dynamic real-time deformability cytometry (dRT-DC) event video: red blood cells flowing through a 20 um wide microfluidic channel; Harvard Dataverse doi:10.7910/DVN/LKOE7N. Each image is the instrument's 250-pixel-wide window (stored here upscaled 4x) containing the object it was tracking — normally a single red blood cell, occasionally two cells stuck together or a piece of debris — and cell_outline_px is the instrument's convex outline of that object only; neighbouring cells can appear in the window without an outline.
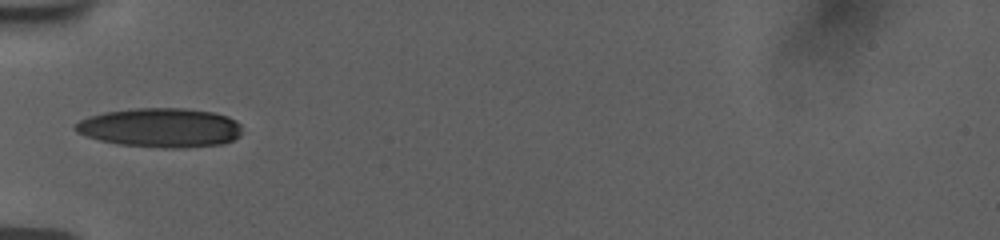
{"species": "human", "species_latin": "Homo sapiens", "temperature_condition": "room temperature", "stored_images_in_passage": 36, "camera_frame_rate_fps": 3000, "um_per_image_px": 0.085, "donor": {"sex": "female"}, "frame": {"image": 1, "passage_image": 1, "time_ms": 0.0, "image_size_px": [1000, 240], "cell_outline_px": [[240, 136], [224, 144], [184, 148], [164, 148], [120, 144], [100, 140], [84, 136], [76, 132], [72, 128], [72, 124], [88, 116], [104, 112], [136, 108], [184, 108], [212, 112], [228, 116], [236, 120], [240, 124]], "centroid_in_image_um": [13.61, 10.85], "position_along_channel_um": 71.4, "area_um2": 38.44}}
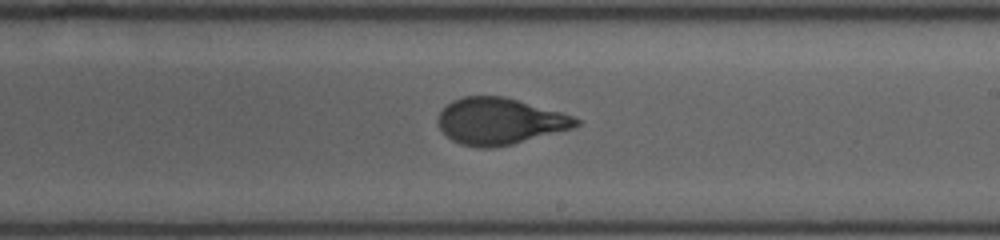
{"frame": {"image": 2, "passage_image": 15, "time_ms": 4.667, "image_size_px": [1000, 240], "cell_outline_px": [[580, 124], [572, 128], [512, 144], [492, 148], [476, 148], [460, 144], [452, 140], [440, 128], [436, 120], [440, 112], [452, 100], [464, 96], [504, 96], [560, 112], [572, 116], [580, 120]], "centroid_in_image_um": [42.44, 10.31], "position_along_channel_um": 246.6, "area_um2": 37.17}}
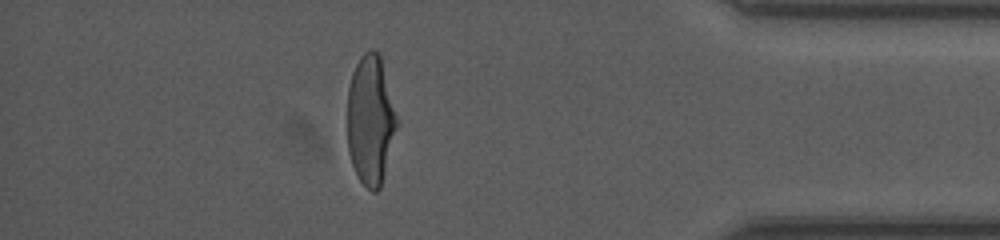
{"frame": {"image": 3, "passage_image": 30, "time_ms": 9.667, "image_size_px": [1000, 240], "cell_outline_px": [[400, 124], [380, 188], [376, 192], [372, 192], [360, 180], [352, 164], [348, 152], [348, 88], [352, 72], [360, 56], [368, 48], [372, 48], [380, 56], [400, 120]], "centroid_in_image_um": [31.53, 10.19], "position_along_channel_um": 403.7, "area_um2": 38.09}, "authors_computed_cell_mechanics": {"area_um2": 38.0035, "velocity_mm_per_s": 3.7627, "shape_relaxation_time_tau1_ms": 5.3786, "shape_relaxation_time_tau2_ms": null, "deformation_change_tau1": 0.23, "deformation_change_tau2": null}}